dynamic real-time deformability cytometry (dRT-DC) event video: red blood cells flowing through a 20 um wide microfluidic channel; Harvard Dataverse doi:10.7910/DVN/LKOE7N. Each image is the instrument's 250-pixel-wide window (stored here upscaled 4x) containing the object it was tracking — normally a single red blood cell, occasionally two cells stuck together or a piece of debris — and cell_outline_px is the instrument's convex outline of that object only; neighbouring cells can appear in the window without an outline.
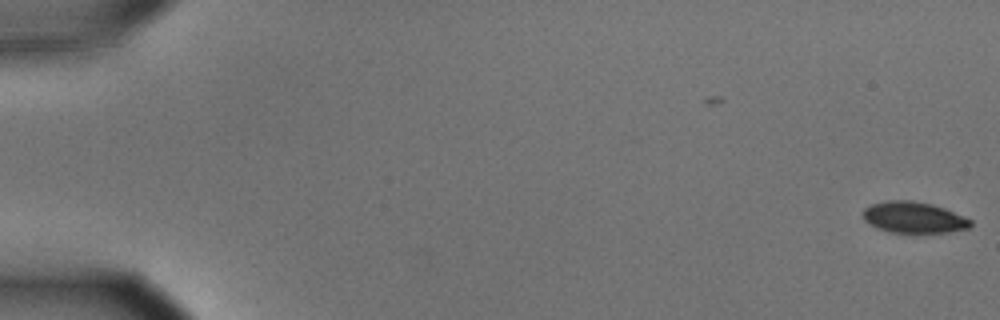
{"species": "common noctule bat (a hibernating species)", "species_latin": "Nyctalus noctula", "temperature_condition": "cold", "stored_images_in_passage": 57, "camera_frame_rate_fps": 3000, "um_per_image_px": 0.085, "animal": {"sex": "male", "body_mass_g": 15.6}, "frame": {"image": 1, "passage_image": 1, "time_ms": 0.0, "image_size_px": [1000, 320], "cell_outline_px": [[972, 228], [948, 232], [888, 232], [876, 228], [868, 224], [864, 220], [860, 212], [864, 208], [872, 204], [884, 200], [912, 200], [932, 204], [944, 208], [964, 216], [972, 220]], "centroid_in_image_um": [77.63, 18.47], "position_along_channel_um": 7.4, "area_um2": 19.88}}
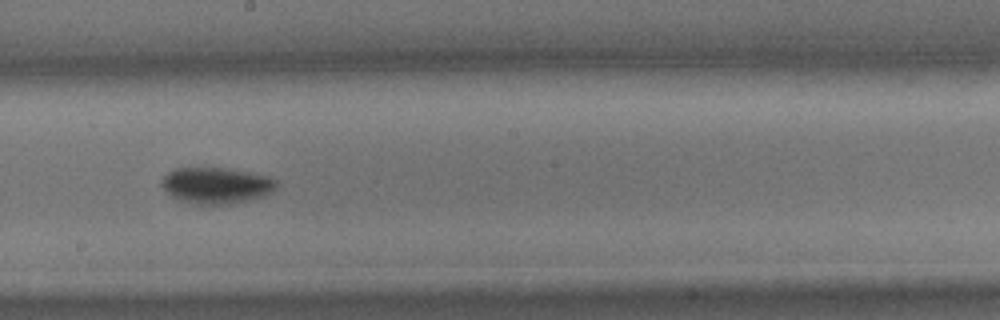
{"frame": {"image": 2, "passage_image": 33, "time_ms": 10.667, "image_size_px": [1000, 320], "cell_outline_px": [[276, 188], [272, 192], [264, 196], [232, 204], [196, 204], [176, 200], [160, 184], [160, 180], [168, 172], [176, 168], [228, 168], [252, 172], [268, 176], [276, 180]], "centroid_in_image_um": [18.38, 15.76], "position_along_channel_um": 229.8, "area_um2": 24.39}}
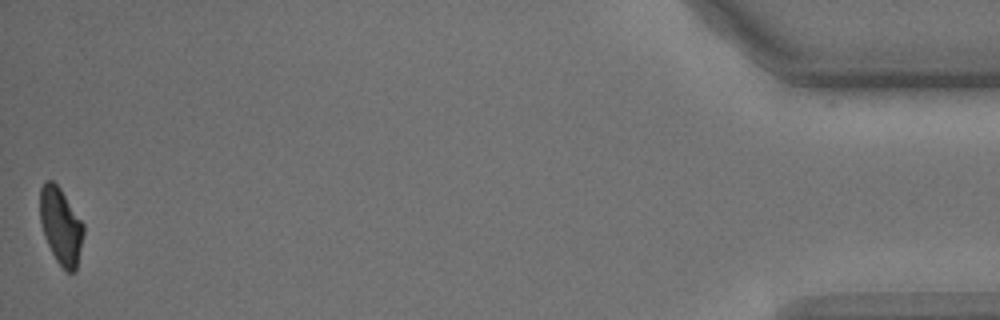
{"frame": {"image": 3, "passage_image": 57, "time_ms": 18.667, "image_size_px": [1000, 320], "cell_outline_px": [[84, 232], [76, 272], [68, 272], [56, 260], [44, 236], [40, 220], [40, 188], [44, 180], [52, 180], [60, 188], [84, 224]], "centroid_in_image_um": [5.17, 19.19], "position_along_channel_um": 430.0, "area_um2": 19.36}, "authors_computed_cell_mechanics": {"area_um2": 21.5016, "velocity_mm_per_s": 3.5786, "shape_relaxation_time_tau1_ms": 2.6341, "shape_relaxation_time_tau2_ms": null, "deformation_change_tau1": 0.0954, "deformation_change_tau2": null}}